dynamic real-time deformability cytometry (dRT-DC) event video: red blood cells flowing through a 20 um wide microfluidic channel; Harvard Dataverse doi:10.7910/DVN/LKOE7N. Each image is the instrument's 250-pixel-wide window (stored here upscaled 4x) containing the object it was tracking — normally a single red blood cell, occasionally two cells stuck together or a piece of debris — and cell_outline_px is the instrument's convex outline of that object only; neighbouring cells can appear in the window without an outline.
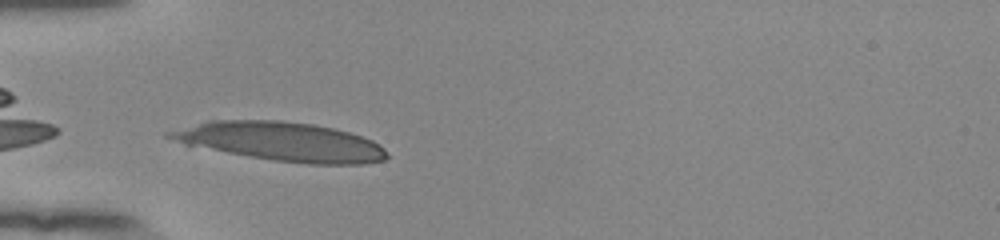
{"species": "human", "species_latin": "Homo sapiens", "temperature_condition": "room temperature", "stored_images_in_passage": 32, "camera_frame_rate_fps": 3000, "um_per_image_px": 0.085, "donor": {"sex": "female"}, "frame": {"image": 1, "passage_image": 2, "time_ms": 0.333, "image_size_px": [1000, 240], "cell_outline_px": [[388, 156], [384, 160], [364, 164], [308, 164], [276, 160], [248, 156], [184, 144], [164, 136], [164, 132], [208, 120], [280, 120], [312, 124], [336, 128], [372, 140], [380, 144], [388, 152]], "centroid_in_image_um": [23.92, 12.02], "position_along_channel_um": 61.1, "area_um2": 49.19}}
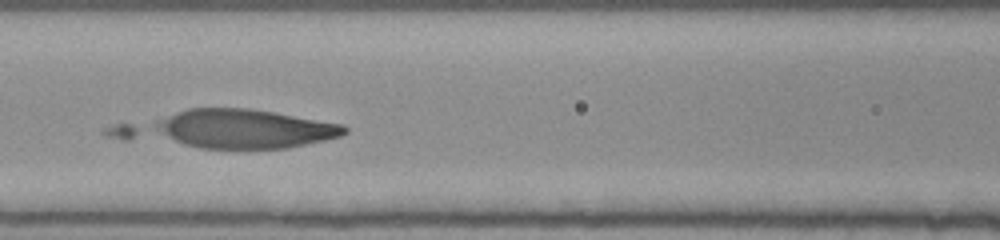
{"frame": {"image": 2, "passage_image": 9, "time_ms": 2.667, "image_size_px": [1000, 240], "cell_outline_px": [[348, 132], [340, 136], [324, 140], [288, 148], [200, 148], [184, 144], [168, 136], [156, 128], [156, 120], [176, 112], [188, 108], [248, 108], [344, 124], [348, 128]], "centroid_in_image_um": [20.85, 10.93], "position_along_channel_um": 145.8, "area_um2": 42.54}}
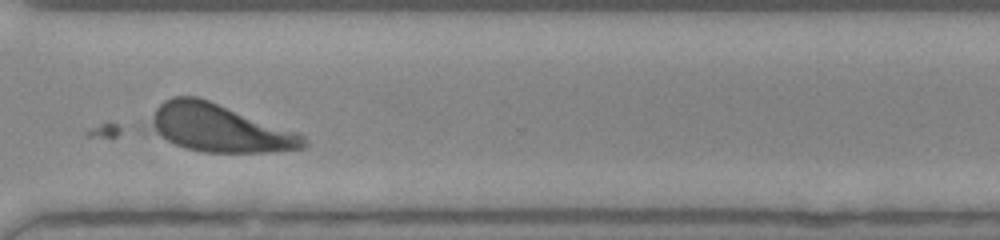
{"frame": {"image": 3, "passage_image": 25, "time_ms": 8.0, "image_size_px": [1000, 240], "cell_outline_px": [[308, 148], [272, 152], [204, 152], [184, 148], [160, 136], [148, 124], [148, 120], [156, 108], [164, 100], [172, 96], [196, 96], [208, 100], [300, 132], [304, 136], [308, 144]], "centroid_in_image_um": [18.69, 10.89], "position_along_channel_um": 351.9, "area_um2": 42.83}, "authors_computed_cell_mechanics": {"area_um2": 43.2344, "velocity_mm_per_s": 3.8549, "shape_relaxation_time_tau1_ms": 2.4436, "shape_relaxation_time_tau2_ms": 3.1244, "deformation_change_tau1": 0.2199, "deformation_change_tau2": 0.0924}}